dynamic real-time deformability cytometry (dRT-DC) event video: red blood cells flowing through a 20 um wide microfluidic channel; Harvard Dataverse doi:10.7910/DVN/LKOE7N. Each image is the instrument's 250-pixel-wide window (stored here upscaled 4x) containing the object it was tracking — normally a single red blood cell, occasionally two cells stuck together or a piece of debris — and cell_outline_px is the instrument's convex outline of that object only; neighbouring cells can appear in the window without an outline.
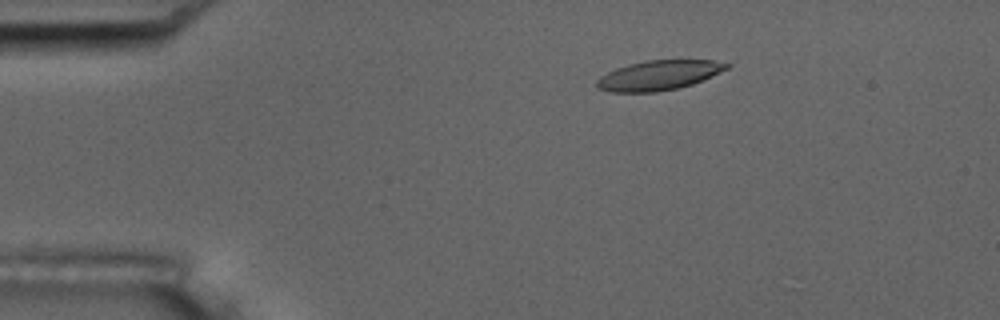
{"species": "common noctule bat (a hibernating species)", "species_latin": "Nyctalus noctula", "temperature_condition": "room temperature", "stored_images_in_passage": 29, "camera_frame_rate_fps": 3000, "um_per_image_px": 0.085, "animal": {"sex": "male", "body_mass_g": 17.5, "forearm_length_mm": 52.3}, "frame": {"image": 1, "passage_image": 8, "time_ms": 2.333, "image_size_px": [1000, 320], "cell_outline_px": [[732, 64], [728, 68], [692, 84], [676, 88], [656, 92], [608, 92], [596, 88], [596, 80], [600, 76], [616, 68], [628, 64], [648, 60], [712, 60]], "centroid_in_image_um": [55.94, 6.4], "position_along_channel_um": 29.1, "area_um2": 22.37}}
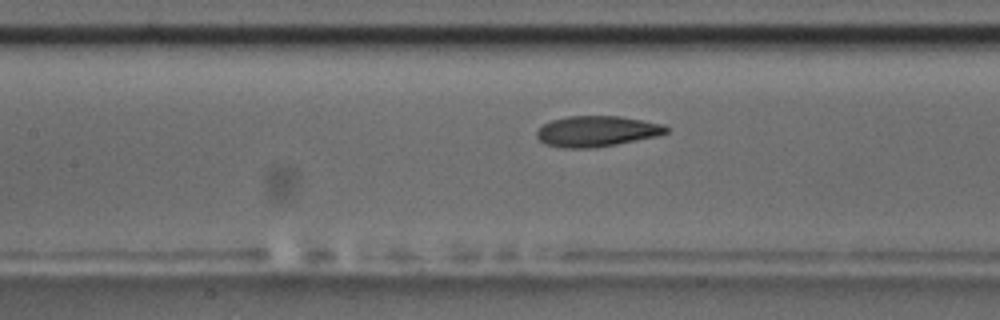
{"frame": {"image": 2, "passage_image": 23, "time_ms": 7.333, "image_size_px": [1000, 320], "cell_outline_px": [[668, 132], [656, 136], [596, 148], [564, 148], [544, 144], [536, 136], [536, 132], [544, 124], [552, 120], [568, 116], [620, 116], [664, 124], [668, 128]], "centroid_in_image_um": [50.71, 11.16], "position_along_channel_um": 156.7, "area_um2": 23.12}}
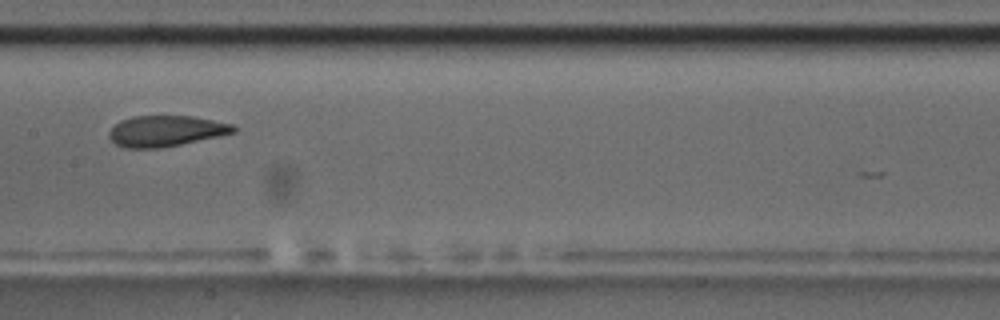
{"frame": {"image": 3, "passage_image": 26, "time_ms": 8.333, "image_size_px": [1000, 320], "cell_outline_px": [[236, 132], [220, 136], [160, 148], [124, 148], [116, 144], [108, 136], [108, 132], [120, 120], [132, 116], [192, 116], [232, 124], [236, 128]], "centroid_in_image_um": [14.08, 11.13], "position_along_channel_um": 193.3, "area_um2": 22.31}}